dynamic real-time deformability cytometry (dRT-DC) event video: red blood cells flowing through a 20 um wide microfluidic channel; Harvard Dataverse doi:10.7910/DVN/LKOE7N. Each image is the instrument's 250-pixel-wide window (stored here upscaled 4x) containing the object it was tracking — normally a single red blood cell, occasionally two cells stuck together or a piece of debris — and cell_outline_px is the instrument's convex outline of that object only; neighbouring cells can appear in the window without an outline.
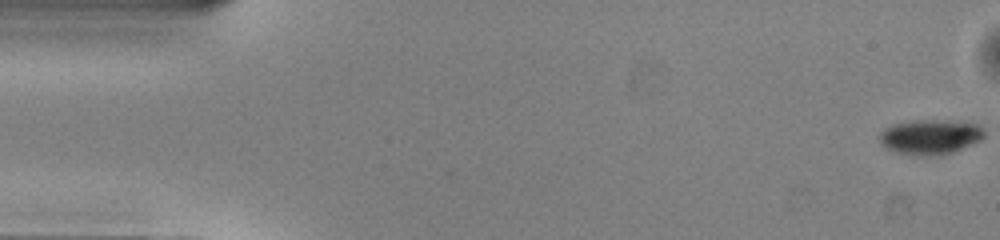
{"species": "common noctule bat (a hibernating species)", "species_latin": "Nyctalus noctula", "temperature_condition": "warm", "stored_images_in_passage": 51, "camera_frame_rate_fps": 3000, "um_per_image_px": 0.085, "animal": {"sex": "male", "body_mass_g": 13.0, "forearm_length_mm": 53.1}, "frame": {"image": 1, "passage_image": 1, "time_ms": 0.0, "image_size_px": [1000, 240], "cell_outline_px": [[984, 136], [980, 140], [972, 144], [952, 152], [940, 156], [908, 156], [884, 148], [880, 144], [880, 132], [884, 128], [892, 124], [912, 120], [972, 120], [980, 124], [984, 128]], "centroid_in_image_um": [79.09, 11.62], "position_along_channel_um": 5.9, "area_um2": 22.2}}
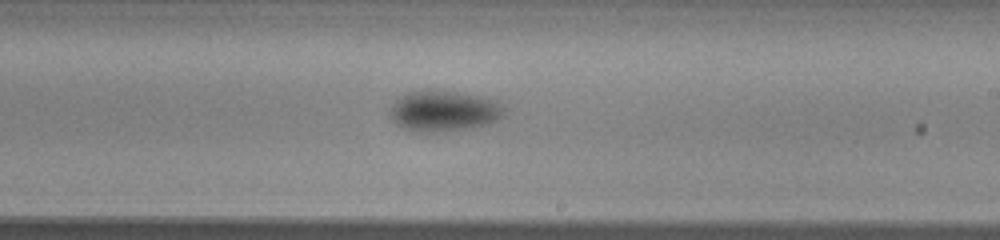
{"frame": {"image": 2, "passage_image": 30, "time_ms": 9.667, "image_size_px": [1000, 240], "cell_outline_px": [[504, 116], [496, 120], [484, 124], [464, 128], [436, 132], [404, 128], [392, 120], [388, 116], [388, 112], [392, 104], [396, 100], [408, 92], [456, 92], [496, 100], [504, 108]], "centroid_in_image_um": [37.7, 9.44], "position_along_channel_um": 251.3, "area_um2": 26.07}}
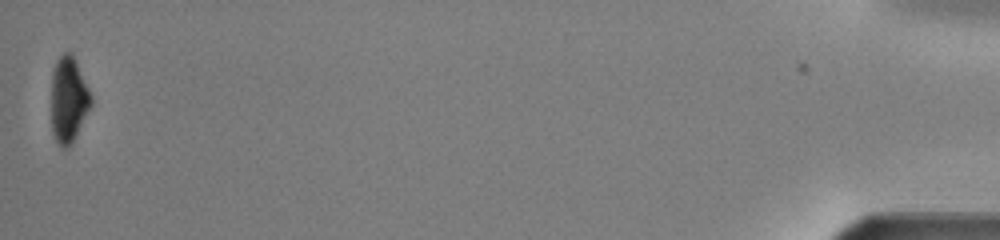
{"frame": {"image": 3, "passage_image": 51, "time_ms": 16.667, "image_size_px": [1000, 240], "cell_outline_px": [[92, 104], [72, 144], [68, 148], [60, 148], [52, 132], [52, 72], [56, 60], [64, 52], [72, 52], [92, 96]], "centroid_in_image_um": [5.83, 8.48], "position_along_channel_um": 429.4, "area_um2": 19.94}, "authors_computed_cell_mechanics": {"area_um2": 23.9292, "velocity_mm_per_s": 4.0333, "shape_relaxation_time_tau1_ms": 2.4877, "shape_relaxation_time_tau2_ms": null, "deformation_change_tau1": 0.0899, "deformation_change_tau2": null}}